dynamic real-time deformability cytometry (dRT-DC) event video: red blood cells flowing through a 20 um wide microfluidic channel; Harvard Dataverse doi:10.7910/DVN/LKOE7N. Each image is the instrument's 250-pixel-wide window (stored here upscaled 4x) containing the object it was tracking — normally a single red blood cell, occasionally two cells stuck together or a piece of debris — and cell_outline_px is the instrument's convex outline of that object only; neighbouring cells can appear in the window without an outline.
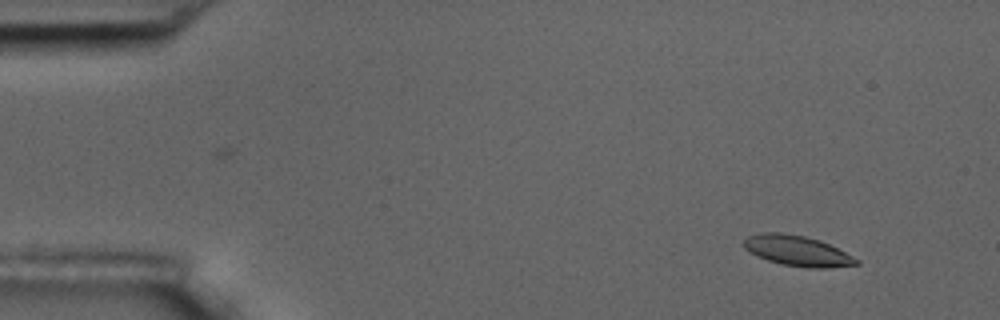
{"species": "common noctule bat (a hibernating species)", "species_latin": "Nyctalus noctula", "temperature_condition": "room temperature", "stored_images_in_passage": 14, "camera_frame_rate_fps": 3000, "um_per_image_px": 0.085, "animal": {"sex": "male", "body_mass_g": 17.5, "forearm_length_mm": 52.3}, "frame": {"image": 1, "passage_image": 1, "time_ms": 0.0, "image_size_px": [1000, 320], "cell_outline_px": [[860, 264], [828, 268], [808, 268], [784, 264], [768, 260], [756, 256], [744, 248], [744, 240], [748, 236], [760, 232], [780, 232], [804, 236], [820, 240], [860, 260]], "centroid_in_image_um": [67.76, 21.31], "position_along_channel_um": 17.2, "area_um2": 19.83}}
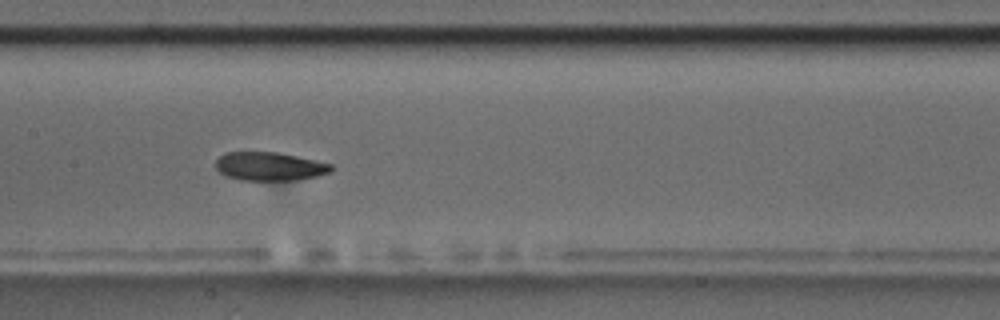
{"frame": {"image": 2, "passage_image": 7, "time_ms": 7.667, "image_size_px": [1000, 320], "cell_outline_px": [[332, 172], [316, 176], [296, 180], [240, 180], [228, 176], [220, 172], [216, 168], [216, 160], [220, 156], [228, 152], [276, 152], [296, 156], [332, 164]], "centroid_in_image_um": [22.92, 14.14], "position_along_channel_um": 184.5, "area_um2": 19.02}}
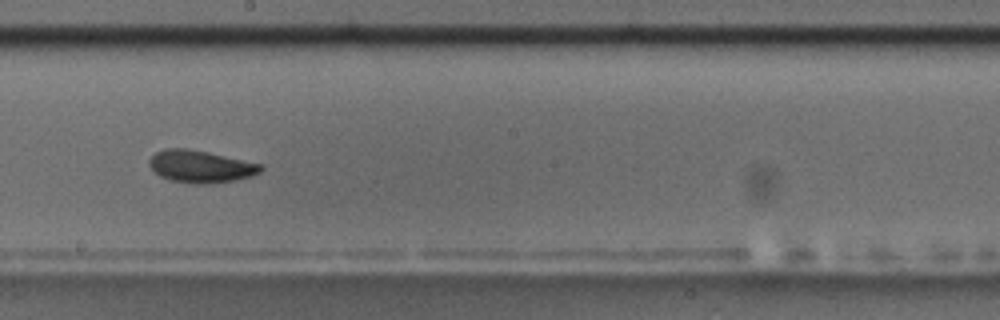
{"frame": {"image": 3, "passage_image": 8, "time_ms": 9.0, "image_size_px": [1000, 320], "cell_outline_px": [[264, 168], [260, 172], [252, 176], [236, 180], [204, 184], [196, 184], [168, 180], [160, 176], [148, 164], [148, 160], [156, 152], [164, 148], [188, 148], [208, 152], [264, 164]], "centroid_in_image_um": [17.07, 14.14], "position_along_channel_um": 231.1, "area_um2": 21.15}, "authors_computed_cell_mechanics": {"area_um2": 20.4901, "velocity_mm_per_s": 3.5175, "shape_relaxation_time_tau1_ms": 7.5375, "shape_relaxation_time_tau2_ms": 5.1195, "deformation_change_tau1": 0.1248, "deformation_change_tau2": 0.0825}}